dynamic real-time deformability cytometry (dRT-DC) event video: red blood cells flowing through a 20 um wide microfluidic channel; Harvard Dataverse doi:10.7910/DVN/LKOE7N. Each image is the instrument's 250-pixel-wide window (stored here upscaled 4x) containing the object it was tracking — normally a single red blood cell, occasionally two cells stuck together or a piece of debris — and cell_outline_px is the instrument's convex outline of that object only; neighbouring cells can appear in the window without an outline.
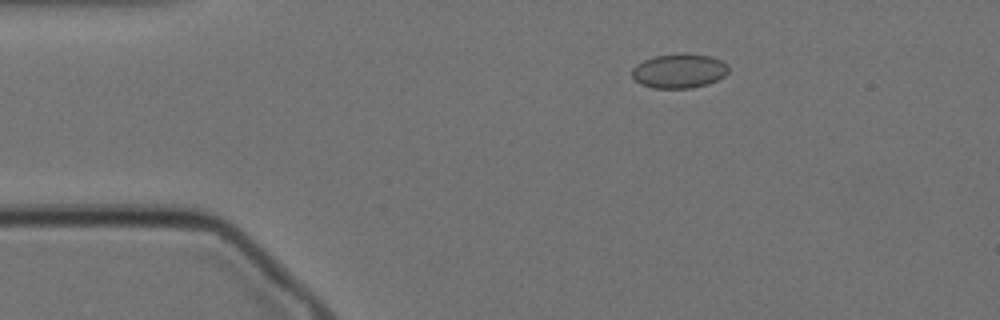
{"species": "Egyptian fruit bat (a non-hibernating species)", "species_latin": "Rousettus aegyptiacus", "temperature_condition": "cold", "stored_images_in_passage": 49, "camera_frame_rate_fps": 3000, "um_per_image_px": 0.085, "animal": {"sex": "female"}, "frame": {"image": 1, "passage_image": 1, "time_ms": 0.0, "image_size_px": [1000, 320], "cell_outline_px": [[728, 72], [724, 76], [708, 84], [692, 88], [652, 88], [640, 84], [632, 76], [632, 68], [636, 64], [644, 60], [656, 56], [684, 52], [708, 56], [720, 60], [728, 64]], "centroid_in_image_um": [57.72, 6.03], "position_along_channel_um": 27.3, "area_um2": 19.42}}
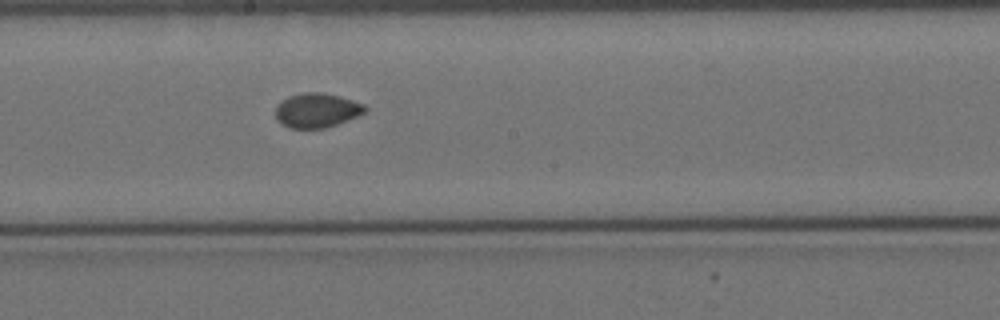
{"frame": {"image": 2, "passage_image": 22, "time_ms": 7.0, "image_size_px": [1000, 320], "cell_outline_px": [[368, 108], [364, 112], [356, 116], [336, 124], [324, 128], [288, 128], [280, 124], [276, 120], [276, 104], [280, 100], [288, 96], [304, 92], [324, 92], [340, 96], [364, 104]], "centroid_in_image_um": [26.87, 9.37], "position_along_channel_um": 221.3, "area_um2": 18.09}}
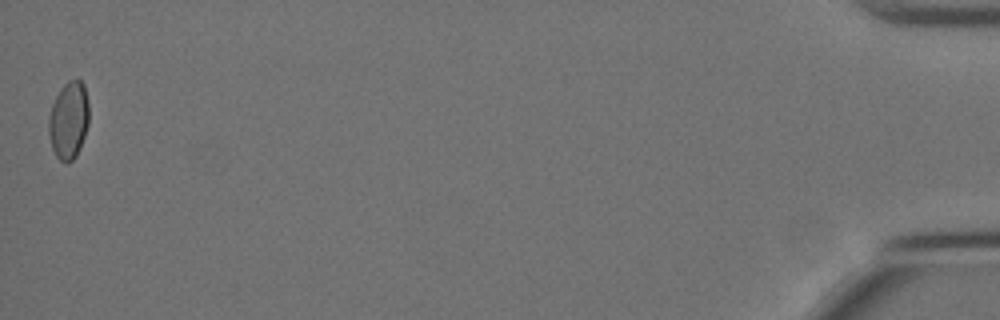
{"frame": {"image": 3, "passage_image": 49, "time_ms": 16.0, "image_size_px": [1000, 320], "cell_outline_px": [[88, 124], [80, 148], [76, 156], [68, 164], [64, 164], [56, 156], [52, 148], [48, 132], [48, 120], [52, 104], [60, 88], [68, 80], [80, 80], [84, 84], [88, 104]], "centroid_in_image_um": [5.82, 10.24], "position_along_channel_um": 429.4, "area_um2": 18.26}}